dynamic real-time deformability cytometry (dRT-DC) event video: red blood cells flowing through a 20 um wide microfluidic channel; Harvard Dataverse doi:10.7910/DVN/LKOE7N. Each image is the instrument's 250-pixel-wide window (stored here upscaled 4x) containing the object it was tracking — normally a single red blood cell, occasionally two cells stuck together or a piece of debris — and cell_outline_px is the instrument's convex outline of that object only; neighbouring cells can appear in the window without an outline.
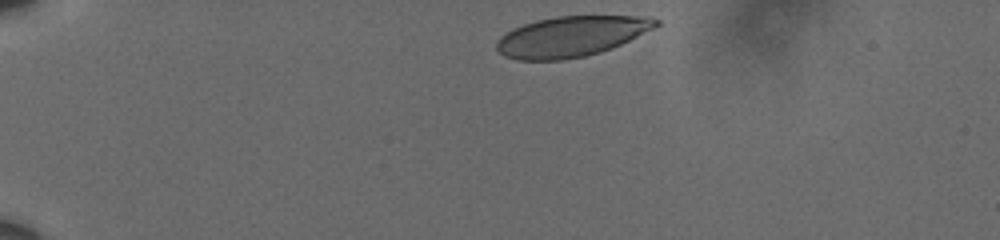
{"species": "human", "species_latin": "Homo sapiens", "temperature_condition": "cold", "stored_images_in_passage": 12, "camera_frame_rate_fps": 3000, "um_per_image_px": 0.085, "donor": {"sex": "male"}, "frame": {"image": 1, "passage_image": 1, "time_ms": 0.0, "image_size_px": [1000, 240], "cell_outline_px": [[660, 24], [620, 44], [600, 52], [584, 56], [564, 60], [516, 60], [504, 56], [496, 48], [496, 40], [500, 36], [524, 24], [536, 20], [556, 16], [648, 16], [660, 20]], "centroid_in_image_um": [48.52, 3.09], "position_along_channel_um": 36.5, "area_um2": 37.22}}
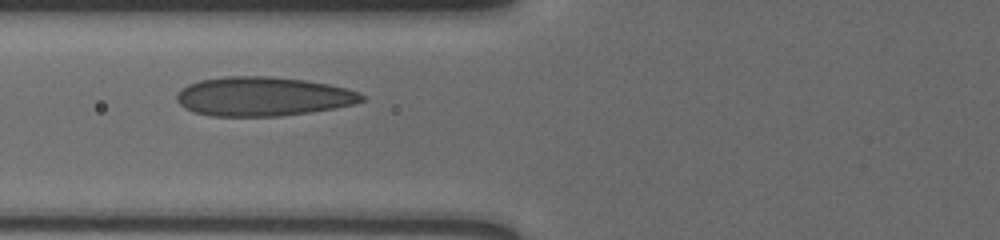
{"frame": {"image": 2, "passage_image": 7, "time_ms": 2.0, "image_size_px": [1000, 240], "cell_outline_px": [[364, 100], [352, 104], [336, 108], [280, 116], [212, 116], [196, 112], [184, 108], [176, 100], [176, 96], [180, 88], [188, 84], [200, 80], [224, 76], [272, 76], [304, 80], [328, 84], [360, 92], [364, 96]], "centroid_in_image_um": [22.32, 8.19], "position_along_channel_um": 103.5, "area_um2": 42.19}}
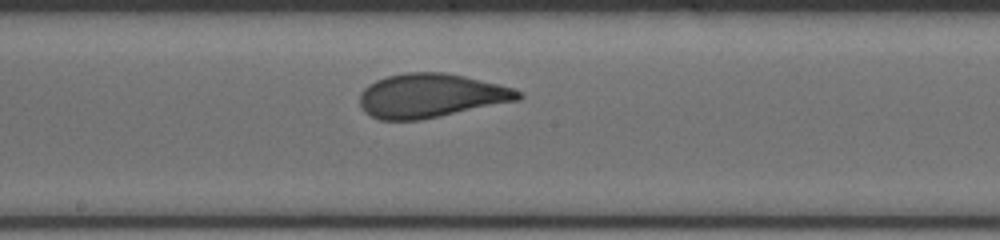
{"frame": {"image": 3, "passage_image": 12, "time_ms": 3.667, "image_size_px": [1000, 240], "cell_outline_px": [[524, 96], [520, 100], [420, 120], [380, 120], [364, 112], [360, 104], [360, 92], [368, 84], [376, 80], [388, 76], [408, 72], [444, 72], [464, 76], [512, 88], [524, 92]], "centroid_in_image_um": [36.62, 8.13], "position_along_channel_um": 211.6, "area_um2": 40.58}}